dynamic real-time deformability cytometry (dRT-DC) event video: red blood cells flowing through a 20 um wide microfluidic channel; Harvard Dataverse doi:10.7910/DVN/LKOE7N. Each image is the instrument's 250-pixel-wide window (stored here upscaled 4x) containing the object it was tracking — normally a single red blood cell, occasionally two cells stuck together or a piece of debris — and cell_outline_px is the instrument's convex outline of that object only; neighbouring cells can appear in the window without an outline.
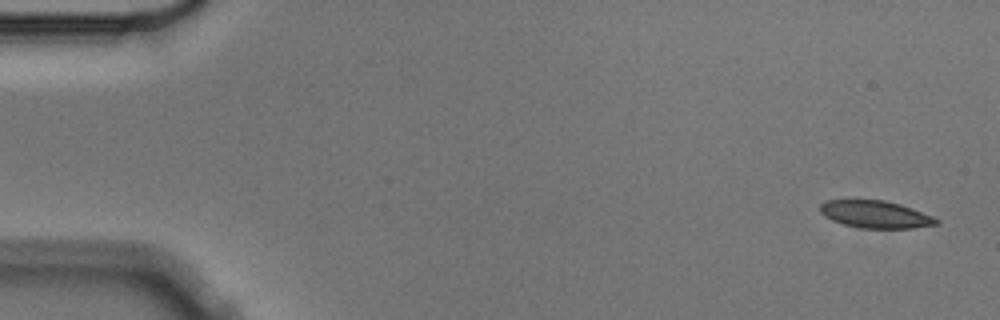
{"species": "Egyptian fruit bat (a non-hibernating species)", "species_latin": "Rousettus aegyptiacus", "temperature_condition": "cold", "stored_images_in_passage": 5, "segment_of_instrument_passage": [1, 2], "camera_frame_rate_fps": 3000, "um_per_image_px": 0.085, "animal": {"sex": "male"}, "frame": {"image": 1, "passage_image": 1, "time_ms": 0.0, "image_size_px": [1000, 320], "cell_outline_px": [[940, 224], [912, 228], [860, 228], [844, 224], [832, 220], [824, 216], [820, 212], [820, 204], [828, 200], [884, 200], [900, 204], [912, 208], [932, 216], [940, 220]], "centroid_in_image_um": [74.43, 18.22], "position_along_channel_um": 10.6, "area_um2": 18.5}}